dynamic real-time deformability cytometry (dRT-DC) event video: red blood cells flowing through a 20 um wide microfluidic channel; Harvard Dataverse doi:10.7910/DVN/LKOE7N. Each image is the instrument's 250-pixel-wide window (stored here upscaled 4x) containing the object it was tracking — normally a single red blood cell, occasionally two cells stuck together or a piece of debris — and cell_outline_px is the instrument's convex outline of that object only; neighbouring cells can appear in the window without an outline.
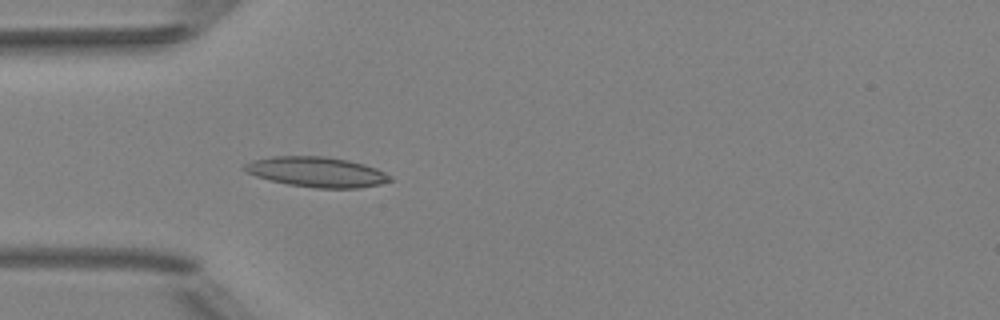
{"species": "Egyptian fruit bat (a non-hibernating species)", "species_latin": "Rousettus aegyptiacus", "temperature_condition": "room temperature", "stored_images_in_passage": 37, "camera_frame_rate_fps": 3000, "um_per_image_px": 0.085, "animal": {"sex": "female"}, "frame": {"image": 1, "passage_image": 1, "time_ms": 0.0, "image_size_px": [1000, 320], "cell_outline_px": [[392, 180], [380, 184], [360, 188], [316, 188], [288, 184], [256, 176], [248, 172], [244, 168], [244, 164], [252, 160], [272, 156], [324, 156], [348, 160], [364, 164], [376, 168], [392, 176]], "centroid_in_image_um": [26.95, 14.61], "position_along_channel_um": 58.1, "area_um2": 25.43}}
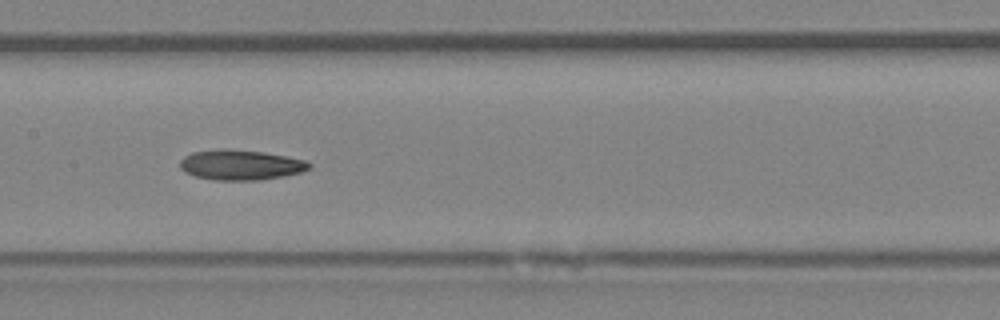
{"frame": {"image": 2, "passage_image": 11, "time_ms": 3.333, "image_size_px": [1000, 320], "cell_outline_px": [[312, 168], [300, 172], [284, 176], [260, 180], [212, 180], [196, 176], [180, 168], [180, 160], [184, 156], [192, 152], [224, 148], [228, 148], [264, 152], [304, 160], [312, 164]], "centroid_in_image_um": [20.46, 14.01], "position_along_channel_um": 186.9, "area_um2": 22.72}}
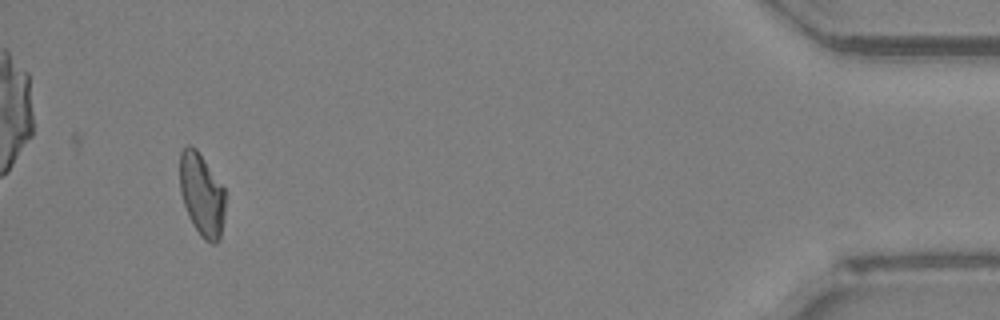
{"frame": {"image": 3, "passage_image": 34, "time_ms": 11.0, "image_size_px": [1000, 320], "cell_outline_px": [[224, 216], [220, 240], [216, 244], [212, 244], [204, 240], [200, 236], [188, 216], [180, 192], [180, 152], [188, 144], [196, 148], [224, 188]], "centroid_in_image_um": [17.15, 16.57], "position_along_channel_um": 418.1, "area_um2": 21.91}}